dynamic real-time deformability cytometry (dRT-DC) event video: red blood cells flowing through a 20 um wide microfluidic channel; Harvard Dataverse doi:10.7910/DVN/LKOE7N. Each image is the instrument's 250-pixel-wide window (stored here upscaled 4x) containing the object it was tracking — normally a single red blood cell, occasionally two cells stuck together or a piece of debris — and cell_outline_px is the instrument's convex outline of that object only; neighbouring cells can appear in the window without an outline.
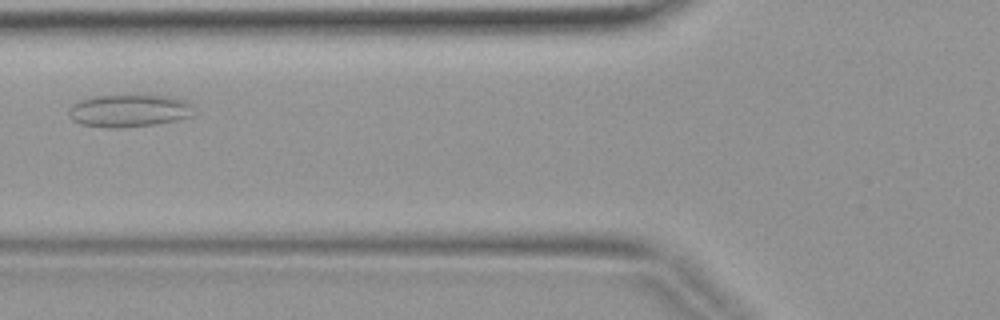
{"species": "common noctule bat (a hibernating species)", "species_latin": "Nyctalus noctula", "temperature_condition": "warm", "stored_images_in_passage": 2, "camera_frame_rate_fps": 3000, "um_per_image_px": 0.085, "animal": {"sex": "female", "body_mass_g": 19.9}, "frame": {"image": 1, "passage_image": 2, "time_ms": 0.333, "image_size_px": [1000, 320], "cell_outline_px": [[192, 116], [176, 120], [152, 124], [116, 128], [104, 128], [80, 124], [72, 120], [68, 112], [68, 108], [72, 104], [80, 100], [96, 96], [132, 92], [172, 96], [184, 100], [192, 104]], "centroid_in_image_um": [10.95, 9.36], "position_along_channel_um": 114.9, "area_um2": 24.62}}